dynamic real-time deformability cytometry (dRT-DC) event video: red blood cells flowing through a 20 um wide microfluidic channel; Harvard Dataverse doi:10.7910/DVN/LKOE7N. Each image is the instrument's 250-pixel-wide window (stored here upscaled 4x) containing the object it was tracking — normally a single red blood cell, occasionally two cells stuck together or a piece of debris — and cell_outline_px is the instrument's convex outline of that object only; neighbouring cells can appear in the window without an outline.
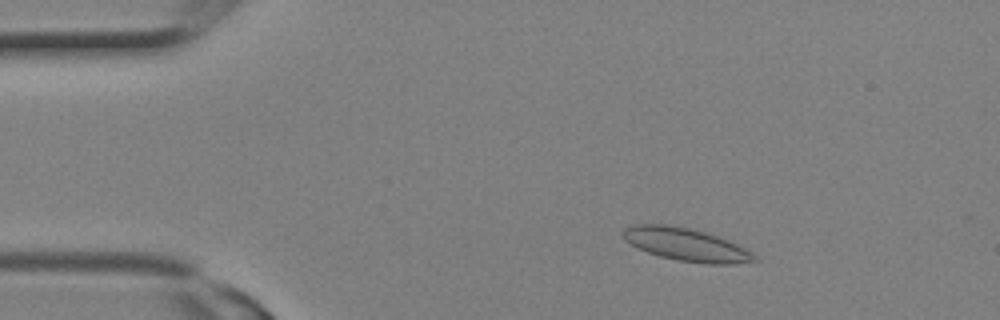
{"species": "Egyptian fruit bat (a non-hibernating species)", "species_latin": "Rousettus aegyptiacus", "temperature_condition": "room temperature", "stored_images_in_passage": 11, "camera_frame_rate_fps": 3000, "um_per_image_px": 0.085, "animal": {"sex": "female"}, "frame": {"image": 1, "passage_image": 1, "time_ms": 0.0, "image_size_px": [1000, 320], "cell_outline_px": [[760, 260], [732, 264], [708, 264], [680, 260], [660, 256], [648, 252], [624, 240], [620, 232], [624, 228], [632, 224], [668, 224], [688, 228], [704, 232], [728, 240], [744, 248], [756, 256]], "centroid_in_image_um": [58.28, 20.77], "position_along_channel_um": 26.7, "area_um2": 24.91}}
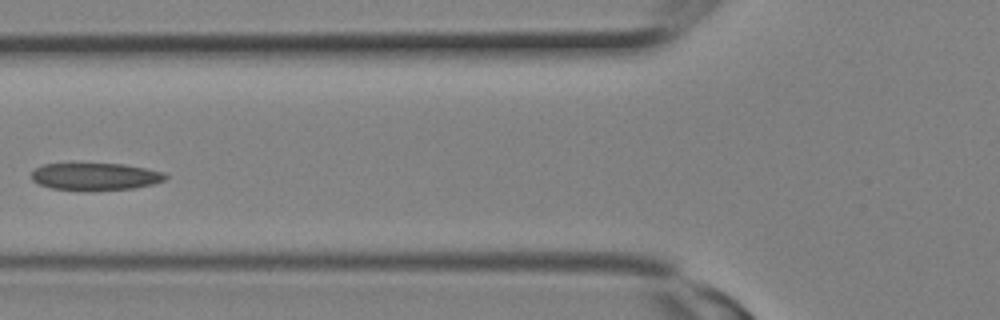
{"frame": {"image": 2, "passage_image": 7, "time_ms": 2.0, "image_size_px": [1000, 320], "cell_outline_px": [[168, 176], [164, 180], [152, 184], [132, 188], [52, 188], [40, 184], [32, 180], [32, 172], [36, 168], [44, 164], [124, 164], [164, 172]], "centroid_in_image_um": [8.12, 14.96], "position_along_channel_um": 117.7, "area_um2": 20.23}}
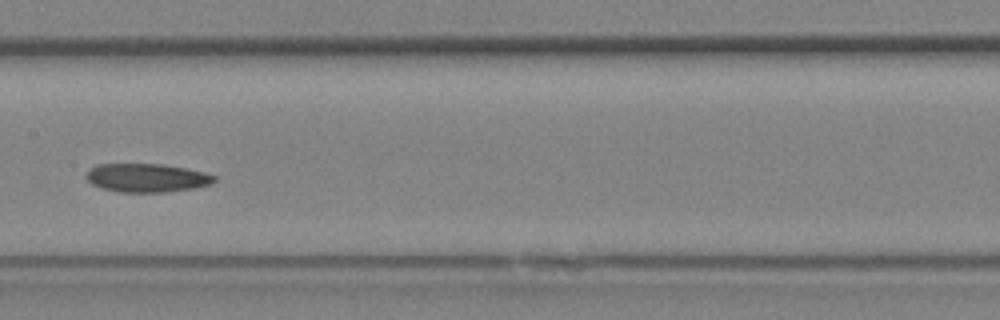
{"frame": {"image": 3, "passage_image": 10, "time_ms": 3.0, "image_size_px": [1000, 320], "cell_outline_px": [[216, 180], [208, 184], [196, 188], [164, 192], [120, 192], [100, 188], [92, 184], [88, 180], [88, 168], [96, 164], [164, 164], [204, 172], [216, 176]], "centroid_in_image_um": [12.46, 15.11], "position_along_channel_um": 194.9, "area_um2": 21.27}}